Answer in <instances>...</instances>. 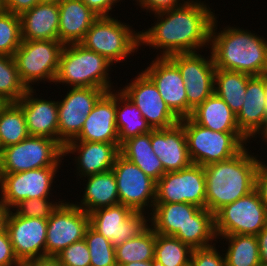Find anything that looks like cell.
Wrapping results in <instances>:
<instances>
[{
	"instance_id": "obj_1",
	"label": "cell",
	"mask_w": 267,
	"mask_h": 266,
	"mask_svg": "<svg viewBox=\"0 0 267 266\" xmlns=\"http://www.w3.org/2000/svg\"><path fill=\"white\" fill-rule=\"evenodd\" d=\"M205 1L208 0H188L182 6L149 14L154 16V23L139 31L140 50L147 46L156 50V57H168L209 49L211 26L217 13Z\"/></svg>"
},
{
	"instance_id": "obj_2",
	"label": "cell",
	"mask_w": 267,
	"mask_h": 266,
	"mask_svg": "<svg viewBox=\"0 0 267 266\" xmlns=\"http://www.w3.org/2000/svg\"><path fill=\"white\" fill-rule=\"evenodd\" d=\"M218 17L216 15L214 18L210 31L209 49L215 67L251 76L267 74V38L247 27L244 29L230 24L219 26Z\"/></svg>"
},
{
	"instance_id": "obj_3",
	"label": "cell",
	"mask_w": 267,
	"mask_h": 266,
	"mask_svg": "<svg viewBox=\"0 0 267 266\" xmlns=\"http://www.w3.org/2000/svg\"><path fill=\"white\" fill-rule=\"evenodd\" d=\"M252 148L248 144L234 157L204 166L206 209L211 213L255 190L256 171L263 158L252 153Z\"/></svg>"
},
{
	"instance_id": "obj_4",
	"label": "cell",
	"mask_w": 267,
	"mask_h": 266,
	"mask_svg": "<svg viewBox=\"0 0 267 266\" xmlns=\"http://www.w3.org/2000/svg\"><path fill=\"white\" fill-rule=\"evenodd\" d=\"M112 66L113 64L104 56L80 43L67 44L61 52L54 85H62L64 88L95 87L106 92L112 91L118 87H115L114 81L111 80Z\"/></svg>"
},
{
	"instance_id": "obj_5",
	"label": "cell",
	"mask_w": 267,
	"mask_h": 266,
	"mask_svg": "<svg viewBox=\"0 0 267 266\" xmlns=\"http://www.w3.org/2000/svg\"><path fill=\"white\" fill-rule=\"evenodd\" d=\"M133 26L121 18L118 20L115 15L99 16L80 44L104 56L116 68L117 64L127 63L130 55L133 57L140 51L139 31Z\"/></svg>"
},
{
	"instance_id": "obj_6",
	"label": "cell",
	"mask_w": 267,
	"mask_h": 266,
	"mask_svg": "<svg viewBox=\"0 0 267 266\" xmlns=\"http://www.w3.org/2000/svg\"><path fill=\"white\" fill-rule=\"evenodd\" d=\"M186 134L192 164L206 166L234 157L250 141L241 132H219L196 124L190 117L180 119Z\"/></svg>"
},
{
	"instance_id": "obj_7",
	"label": "cell",
	"mask_w": 267,
	"mask_h": 266,
	"mask_svg": "<svg viewBox=\"0 0 267 266\" xmlns=\"http://www.w3.org/2000/svg\"><path fill=\"white\" fill-rule=\"evenodd\" d=\"M63 48L59 40H22L13 58L27 89H37L40 83L54 84Z\"/></svg>"
},
{
	"instance_id": "obj_8",
	"label": "cell",
	"mask_w": 267,
	"mask_h": 266,
	"mask_svg": "<svg viewBox=\"0 0 267 266\" xmlns=\"http://www.w3.org/2000/svg\"><path fill=\"white\" fill-rule=\"evenodd\" d=\"M65 160L69 159H64V147L57 140L29 136L18 144L0 150V174L43 167H65Z\"/></svg>"
},
{
	"instance_id": "obj_9",
	"label": "cell",
	"mask_w": 267,
	"mask_h": 266,
	"mask_svg": "<svg viewBox=\"0 0 267 266\" xmlns=\"http://www.w3.org/2000/svg\"><path fill=\"white\" fill-rule=\"evenodd\" d=\"M59 169L62 168L43 167L19 173L0 174V200L2 204L11 210L24 199L53 198L54 196L57 198L58 194H53L56 193V188L61 189L56 184L57 181H61L56 180L59 176L58 173H60Z\"/></svg>"
},
{
	"instance_id": "obj_10",
	"label": "cell",
	"mask_w": 267,
	"mask_h": 266,
	"mask_svg": "<svg viewBox=\"0 0 267 266\" xmlns=\"http://www.w3.org/2000/svg\"><path fill=\"white\" fill-rule=\"evenodd\" d=\"M217 237L257 235L267 225V211L256 190L227 204L214 214Z\"/></svg>"
},
{
	"instance_id": "obj_11",
	"label": "cell",
	"mask_w": 267,
	"mask_h": 266,
	"mask_svg": "<svg viewBox=\"0 0 267 266\" xmlns=\"http://www.w3.org/2000/svg\"><path fill=\"white\" fill-rule=\"evenodd\" d=\"M205 52L203 50L168 56L178 67L184 80L188 101V117L198 105L214 94L216 67L210 49H206Z\"/></svg>"
},
{
	"instance_id": "obj_12",
	"label": "cell",
	"mask_w": 267,
	"mask_h": 266,
	"mask_svg": "<svg viewBox=\"0 0 267 266\" xmlns=\"http://www.w3.org/2000/svg\"><path fill=\"white\" fill-rule=\"evenodd\" d=\"M90 226L109 239L113 247L138 237L150 225V214L135 212L123 204L103 207L89 213Z\"/></svg>"
},
{
	"instance_id": "obj_13",
	"label": "cell",
	"mask_w": 267,
	"mask_h": 266,
	"mask_svg": "<svg viewBox=\"0 0 267 266\" xmlns=\"http://www.w3.org/2000/svg\"><path fill=\"white\" fill-rule=\"evenodd\" d=\"M112 171L117 182L119 204L135 212L151 214L155 206L156 181L120 153Z\"/></svg>"
},
{
	"instance_id": "obj_14",
	"label": "cell",
	"mask_w": 267,
	"mask_h": 266,
	"mask_svg": "<svg viewBox=\"0 0 267 266\" xmlns=\"http://www.w3.org/2000/svg\"><path fill=\"white\" fill-rule=\"evenodd\" d=\"M190 203L206 208L204 166L191 164L187 168L166 172L156 182L155 204Z\"/></svg>"
},
{
	"instance_id": "obj_15",
	"label": "cell",
	"mask_w": 267,
	"mask_h": 266,
	"mask_svg": "<svg viewBox=\"0 0 267 266\" xmlns=\"http://www.w3.org/2000/svg\"><path fill=\"white\" fill-rule=\"evenodd\" d=\"M89 226V214L76 206L71 198L65 199L48 219L46 256H57L72 243L84 239Z\"/></svg>"
},
{
	"instance_id": "obj_16",
	"label": "cell",
	"mask_w": 267,
	"mask_h": 266,
	"mask_svg": "<svg viewBox=\"0 0 267 266\" xmlns=\"http://www.w3.org/2000/svg\"><path fill=\"white\" fill-rule=\"evenodd\" d=\"M118 88L141 111L152 129H165L180 122L161 97L154 82L141 70ZM133 79V80H132ZM122 86V87H121Z\"/></svg>"
},
{
	"instance_id": "obj_17",
	"label": "cell",
	"mask_w": 267,
	"mask_h": 266,
	"mask_svg": "<svg viewBox=\"0 0 267 266\" xmlns=\"http://www.w3.org/2000/svg\"><path fill=\"white\" fill-rule=\"evenodd\" d=\"M66 89L64 88L65 96L62 94L61 99L57 100L58 142L63 147L80 133L87 115L92 111L98 99L106 92L104 89L95 87H70Z\"/></svg>"
},
{
	"instance_id": "obj_18",
	"label": "cell",
	"mask_w": 267,
	"mask_h": 266,
	"mask_svg": "<svg viewBox=\"0 0 267 266\" xmlns=\"http://www.w3.org/2000/svg\"><path fill=\"white\" fill-rule=\"evenodd\" d=\"M47 224L48 220L21 217L12 209L7 211L5 229L8 231L14 253L21 263L46 256Z\"/></svg>"
},
{
	"instance_id": "obj_19",
	"label": "cell",
	"mask_w": 267,
	"mask_h": 266,
	"mask_svg": "<svg viewBox=\"0 0 267 266\" xmlns=\"http://www.w3.org/2000/svg\"><path fill=\"white\" fill-rule=\"evenodd\" d=\"M142 71L154 82L164 102L179 118L188 117L186 87L178 67L168 57H156Z\"/></svg>"
},
{
	"instance_id": "obj_20",
	"label": "cell",
	"mask_w": 267,
	"mask_h": 266,
	"mask_svg": "<svg viewBox=\"0 0 267 266\" xmlns=\"http://www.w3.org/2000/svg\"><path fill=\"white\" fill-rule=\"evenodd\" d=\"M120 143L69 141L64 145V158L74 162L76 181L89 175L112 170L120 153Z\"/></svg>"
},
{
	"instance_id": "obj_21",
	"label": "cell",
	"mask_w": 267,
	"mask_h": 266,
	"mask_svg": "<svg viewBox=\"0 0 267 266\" xmlns=\"http://www.w3.org/2000/svg\"><path fill=\"white\" fill-rule=\"evenodd\" d=\"M36 91L40 92L38 88L27 89L17 102L24 112L28 133L58 141V102Z\"/></svg>"
},
{
	"instance_id": "obj_22",
	"label": "cell",
	"mask_w": 267,
	"mask_h": 266,
	"mask_svg": "<svg viewBox=\"0 0 267 266\" xmlns=\"http://www.w3.org/2000/svg\"><path fill=\"white\" fill-rule=\"evenodd\" d=\"M70 141L120 143L116 127V89L98 99L80 133Z\"/></svg>"
},
{
	"instance_id": "obj_23",
	"label": "cell",
	"mask_w": 267,
	"mask_h": 266,
	"mask_svg": "<svg viewBox=\"0 0 267 266\" xmlns=\"http://www.w3.org/2000/svg\"><path fill=\"white\" fill-rule=\"evenodd\" d=\"M151 147L163 164L165 172H174L192 164L183 125L151 131Z\"/></svg>"
},
{
	"instance_id": "obj_24",
	"label": "cell",
	"mask_w": 267,
	"mask_h": 266,
	"mask_svg": "<svg viewBox=\"0 0 267 266\" xmlns=\"http://www.w3.org/2000/svg\"><path fill=\"white\" fill-rule=\"evenodd\" d=\"M267 117L265 74L252 76L246 85L243 106L236 115L240 132L250 141L264 125Z\"/></svg>"
},
{
	"instance_id": "obj_25",
	"label": "cell",
	"mask_w": 267,
	"mask_h": 266,
	"mask_svg": "<svg viewBox=\"0 0 267 266\" xmlns=\"http://www.w3.org/2000/svg\"><path fill=\"white\" fill-rule=\"evenodd\" d=\"M81 180H83V182L80 181L79 183L84 187L79 188L82 189L80 192H82L83 195L79 193L80 195H78V197L82 198L78 199V201L75 198L73 201L76 206L80 207L87 214L99 208L119 204L117 182L112 170L89 175Z\"/></svg>"
},
{
	"instance_id": "obj_26",
	"label": "cell",
	"mask_w": 267,
	"mask_h": 266,
	"mask_svg": "<svg viewBox=\"0 0 267 266\" xmlns=\"http://www.w3.org/2000/svg\"><path fill=\"white\" fill-rule=\"evenodd\" d=\"M199 209L190 203L155 204L150 225L155 233L174 236L187 245V225Z\"/></svg>"
},
{
	"instance_id": "obj_27",
	"label": "cell",
	"mask_w": 267,
	"mask_h": 266,
	"mask_svg": "<svg viewBox=\"0 0 267 266\" xmlns=\"http://www.w3.org/2000/svg\"><path fill=\"white\" fill-rule=\"evenodd\" d=\"M22 40H59L58 3H38L20 15Z\"/></svg>"
},
{
	"instance_id": "obj_28",
	"label": "cell",
	"mask_w": 267,
	"mask_h": 266,
	"mask_svg": "<svg viewBox=\"0 0 267 266\" xmlns=\"http://www.w3.org/2000/svg\"><path fill=\"white\" fill-rule=\"evenodd\" d=\"M59 41L64 45L80 43L99 17L81 0H60Z\"/></svg>"
},
{
	"instance_id": "obj_29",
	"label": "cell",
	"mask_w": 267,
	"mask_h": 266,
	"mask_svg": "<svg viewBox=\"0 0 267 266\" xmlns=\"http://www.w3.org/2000/svg\"><path fill=\"white\" fill-rule=\"evenodd\" d=\"M190 118L198 125L219 132H240L236 114L215 93L192 112Z\"/></svg>"
},
{
	"instance_id": "obj_30",
	"label": "cell",
	"mask_w": 267,
	"mask_h": 266,
	"mask_svg": "<svg viewBox=\"0 0 267 266\" xmlns=\"http://www.w3.org/2000/svg\"><path fill=\"white\" fill-rule=\"evenodd\" d=\"M119 151L156 182L166 173L162 162L151 147V132L125 140Z\"/></svg>"
},
{
	"instance_id": "obj_31",
	"label": "cell",
	"mask_w": 267,
	"mask_h": 266,
	"mask_svg": "<svg viewBox=\"0 0 267 266\" xmlns=\"http://www.w3.org/2000/svg\"><path fill=\"white\" fill-rule=\"evenodd\" d=\"M217 241L223 246L226 266H259L261 263L256 235H226L217 237Z\"/></svg>"
},
{
	"instance_id": "obj_32",
	"label": "cell",
	"mask_w": 267,
	"mask_h": 266,
	"mask_svg": "<svg viewBox=\"0 0 267 266\" xmlns=\"http://www.w3.org/2000/svg\"><path fill=\"white\" fill-rule=\"evenodd\" d=\"M116 127L120 145L127 139L153 130L137 106L118 88H116Z\"/></svg>"
},
{
	"instance_id": "obj_33",
	"label": "cell",
	"mask_w": 267,
	"mask_h": 266,
	"mask_svg": "<svg viewBox=\"0 0 267 266\" xmlns=\"http://www.w3.org/2000/svg\"><path fill=\"white\" fill-rule=\"evenodd\" d=\"M252 76L231 70H215L214 93L223 99L237 115L241 110L246 94V85Z\"/></svg>"
},
{
	"instance_id": "obj_34",
	"label": "cell",
	"mask_w": 267,
	"mask_h": 266,
	"mask_svg": "<svg viewBox=\"0 0 267 266\" xmlns=\"http://www.w3.org/2000/svg\"><path fill=\"white\" fill-rule=\"evenodd\" d=\"M29 136L22 108L17 103H0V150Z\"/></svg>"
},
{
	"instance_id": "obj_35",
	"label": "cell",
	"mask_w": 267,
	"mask_h": 266,
	"mask_svg": "<svg viewBox=\"0 0 267 266\" xmlns=\"http://www.w3.org/2000/svg\"><path fill=\"white\" fill-rule=\"evenodd\" d=\"M156 233L150 226L138 237L125 241L115 247L117 266H123L131 262L154 260Z\"/></svg>"
},
{
	"instance_id": "obj_36",
	"label": "cell",
	"mask_w": 267,
	"mask_h": 266,
	"mask_svg": "<svg viewBox=\"0 0 267 266\" xmlns=\"http://www.w3.org/2000/svg\"><path fill=\"white\" fill-rule=\"evenodd\" d=\"M192 249L174 236L156 233L154 260L157 266H188Z\"/></svg>"
},
{
	"instance_id": "obj_37",
	"label": "cell",
	"mask_w": 267,
	"mask_h": 266,
	"mask_svg": "<svg viewBox=\"0 0 267 266\" xmlns=\"http://www.w3.org/2000/svg\"><path fill=\"white\" fill-rule=\"evenodd\" d=\"M216 241L214 214L206 208H200L188 222L187 245L193 250Z\"/></svg>"
},
{
	"instance_id": "obj_38",
	"label": "cell",
	"mask_w": 267,
	"mask_h": 266,
	"mask_svg": "<svg viewBox=\"0 0 267 266\" xmlns=\"http://www.w3.org/2000/svg\"><path fill=\"white\" fill-rule=\"evenodd\" d=\"M26 91L13 56L0 54V103H17Z\"/></svg>"
},
{
	"instance_id": "obj_39",
	"label": "cell",
	"mask_w": 267,
	"mask_h": 266,
	"mask_svg": "<svg viewBox=\"0 0 267 266\" xmlns=\"http://www.w3.org/2000/svg\"><path fill=\"white\" fill-rule=\"evenodd\" d=\"M85 241L90 252V266H117L115 248L111 241L89 226Z\"/></svg>"
},
{
	"instance_id": "obj_40",
	"label": "cell",
	"mask_w": 267,
	"mask_h": 266,
	"mask_svg": "<svg viewBox=\"0 0 267 266\" xmlns=\"http://www.w3.org/2000/svg\"><path fill=\"white\" fill-rule=\"evenodd\" d=\"M20 16L9 11H0V54L13 56L21 45Z\"/></svg>"
},
{
	"instance_id": "obj_41",
	"label": "cell",
	"mask_w": 267,
	"mask_h": 266,
	"mask_svg": "<svg viewBox=\"0 0 267 266\" xmlns=\"http://www.w3.org/2000/svg\"><path fill=\"white\" fill-rule=\"evenodd\" d=\"M61 198L24 199L15 205L12 210L21 217L41 218L48 220L52 212L62 203ZM51 200V201H50Z\"/></svg>"
},
{
	"instance_id": "obj_42",
	"label": "cell",
	"mask_w": 267,
	"mask_h": 266,
	"mask_svg": "<svg viewBox=\"0 0 267 266\" xmlns=\"http://www.w3.org/2000/svg\"><path fill=\"white\" fill-rule=\"evenodd\" d=\"M56 257L63 266H90V252L85 239L72 243Z\"/></svg>"
},
{
	"instance_id": "obj_43",
	"label": "cell",
	"mask_w": 267,
	"mask_h": 266,
	"mask_svg": "<svg viewBox=\"0 0 267 266\" xmlns=\"http://www.w3.org/2000/svg\"><path fill=\"white\" fill-rule=\"evenodd\" d=\"M217 245L218 241L206 247L193 249L190 264L192 266H226L224 252L219 249L220 245Z\"/></svg>"
},
{
	"instance_id": "obj_44",
	"label": "cell",
	"mask_w": 267,
	"mask_h": 266,
	"mask_svg": "<svg viewBox=\"0 0 267 266\" xmlns=\"http://www.w3.org/2000/svg\"><path fill=\"white\" fill-rule=\"evenodd\" d=\"M134 6H138L141 12L155 14L170 10L185 4L188 0H133Z\"/></svg>"
},
{
	"instance_id": "obj_45",
	"label": "cell",
	"mask_w": 267,
	"mask_h": 266,
	"mask_svg": "<svg viewBox=\"0 0 267 266\" xmlns=\"http://www.w3.org/2000/svg\"><path fill=\"white\" fill-rule=\"evenodd\" d=\"M0 266H21L5 228L0 231Z\"/></svg>"
},
{
	"instance_id": "obj_46",
	"label": "cell",
	"mask_w": 267,
	"mask_h": 266,
	"mask_svg": "<svg viewBox=\"0 0 267 266\" xmlns=\"http://www.w3.org/2000/svg\"><path fill=\"white\" fill-rule=\"evenodd\" d=\"M88 8H90L98 16H114L112 12L116 11L117 5L125 0H81Z\"/></svg>"
},
{
	"instance_id": "obj_47",
	"label": "cell",
	"mask_w": 267,
	"mask_h": 266,
	"mask_svg": "<svg viewBox=\"0 0 267 266\" xmlns=\"http://www.w3.org/2000/svg\"><path fill=\"white\" fill-rule=\"evenodd\" d=\"M267 160H262L257 168L255 177V190L258 192L262 204L267 211Z\"/></svg>"
},
{
	"instance_id": "obj_48",
	"label": "cell",
	"mask_w": 267,
	"mask_h": 266,
	"mask_svg": "<svg viewBox=\"0 0 267 266\" xmlns=\"http://www.w3.org/2000/svg\"><path fill=\"white\" fill-rule=\"evenodd\" d=\"M38 3V0H4V10L20 16Z\"/></svg>"
},
{
	"instance_id": "obj_49",
	"label": "cell",
	"mask_w": 267,
	"mask_h": 266,
	"mask_svg": "<svg viewBox=\"0 0 267 266\" xmlns=\"http://www.w3.org/2000/svg\"><path fill=\"white\" fill-rule=\"evenodd\" d=\"M21 266H63L56 256L32 258L21 263Z\"/></svg>"
},
{
	"instance_id": "obj_50",
	"label": "cell",
	"mask_w": 267,
	"mask_h": 266,
	"mask_svg": "<svg viewBox=\"0 0 267 266\" xmlns=\"http://www.w3.org/2000/svg\"><path fill=\"white\" fill-rule=\"evenodd\" d=\"M256 237L259 246L260 262L267 263V225Z\"/></svg>"
},
{
	"instance_id": "obj_51",
	"label": "cell",
	"mask_w": 267,
	"mask_h": 266,
	"mask_svg": "<svg viewBox=\"0 0 267 266\" xmlns=\"http://www.w3.org/2000/svg\"><path fill=\"white\" fill-rule=\"evenodd\" d=\"M257 138H258V140H257ZM251 140H253L254 141V143H255V141H256V143L259 145V144H261L260 143V141L261 142H263L262 143V146H263V144L265 145V150L267 149L266 147H267V117H266V119H265V122H264V125L262 126V128L256 133V135L251 139ZM258 141V142H257Z\"/></svg>"
},
{
	"instance_id": "obj_52",
	"label": "cell",
	"mask_w": 267,
	"mask_h": 266,
	"mask_svg": "<svg viewBox=\"0 0 267 266\" xmlns=\"http://www.w3.org/2000/svg\"><path fill=\"white\" fill-rule=\"evenodd\" d=\"M8 209L2 204L0 200V231L5 228V218Z\"/></svg>"
},
{
	"instance_id": "obj_53",
	"label": "cell",
	"mask_w": 267,
	"mask_h": 266,
	"mask_svg": "<svg viewBox=\"0 0 267 266\" xmlns=\"http://www.w3.org/2000/svg\"><path fill=\"white\" fill-rule=\"evenodd\" d=\"M123 266H157L155 260L150 261H140V262H131Z\"/></svg>"
},
{
	"instance_id": "obj_54",
	"label": "cell",
	"mask_w": 267,
	"mask_h": 266,
	"mask_svg": "<svg viewBox=\"0 0 267 266\" xmlns=\"http://www.w3.org/2000/svg\"><path fill=\"white\" fill-rule=\"evenodd\" d=\"M60 0H38L39 3H58Z\"/></svg>"
},
{
	"instance_id": "obj_55",
	"label": "cell",
	"mask_w": 267,
	"mask_h": 266,
	"mask_svg": "<svg viewBox=\"0 0 267 266\" xmlns=\"http://www.w3.org/2000/svg\"><path fill=\"white\" fill-rule=\"evenodd\" d=\"M4 10V0H0V11Z\"/></svg>"
},
{
	"instance_id": "obj_56",
	"label": "cell",
	"mask_w": 267,
	"mask_h": 266,
	"mask_svg": "<svg viewBox=\"0 0 267 266\" xmlns=\"http://www.w3.org/2000/svg\"><path fill=\"white\" fill-rule=\"evenodd\" d=\"M265 90H266V98H267V74H265Z\"/></svg>"
},
{
	"instance_id": "obj_57",
	"label": "cell",
	"mask_w": 267,
	"mask_h": 266,
	"mask_svg": "<svg viewBox=\"0 0 267 266\" xmlns=\"http://www.w3.org/2000/svg\"><path fill=\"white\" fill-rule=\"evenodd\" d=\"M259 266H267V263H265V262H261V263L259 264Z\"/></svg>"
}]
</instances>
